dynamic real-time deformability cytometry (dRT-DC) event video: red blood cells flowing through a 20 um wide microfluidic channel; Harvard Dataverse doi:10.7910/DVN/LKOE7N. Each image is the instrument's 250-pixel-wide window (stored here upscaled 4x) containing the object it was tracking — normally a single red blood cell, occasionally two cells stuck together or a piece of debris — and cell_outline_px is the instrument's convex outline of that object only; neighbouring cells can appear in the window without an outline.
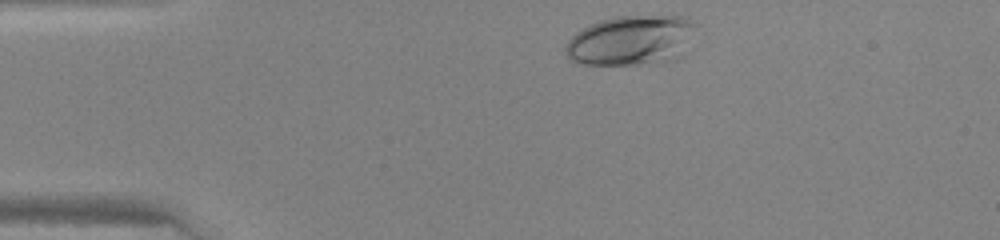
{"species": "human", "species_latin": "Homo sapiens", "temperature_condition": "warm", "stored_images_in_passage": 30, "camera_frame_rate_fps": 3000, "um_per_image_px": 0.085, "donor": {"sex": "female"}, "frame": {"image": 1, "passage_image": 1, "time_ms": 0.0, "image_size_px": [1000, 240], "cell_outline_px": [[696, 24], [684, 56], [676, 60], [652, 64], [580, 64], [572, 60], [568, 56], [564, 48], [568, 40], [576, 32], [600, 20], [616, 16], [688, 16]], "centroid_in_image_um": [53.7, 3.44], "position_along_channel_um": 31.3, "area_um2": 38.21}}
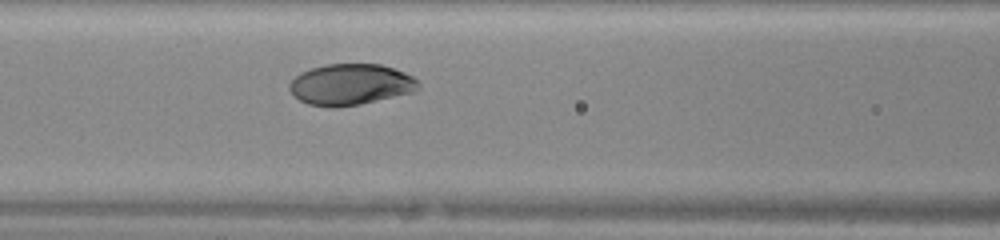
{"frame": {"image": 2, "passage_image": 12, "time_ms": 3.667, "image_size_px": [1000, 240], "cell_outline_px": [[420, 88], [412, 92], [360, 104], [336, 108], [332, 108], [308, 104], [300, 100], [288, 88], [288, 84], [300, 72], [324, 64], [380, 64], [404, 72], [412, 76], [420, 84]], "centroid_in_image_um": [29.78, 7.18], "position_along_channel_um": 136.8, "area_um2": 30.81}}
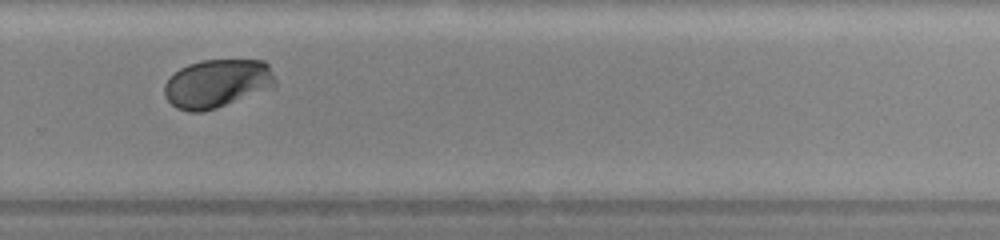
{"frame": {"image": 3, "passage_image": 24, "time_ms": 7.667, "image_size_px": [1000, 240], "cell_outline_px": [[276, 84], [216, 108], [200, 112], [188, 112], [176, 108], [164, 96], [164, 84], [180, 68], [188, 64], [200, 60], [264, 60], [268, 64], [276, 80]], "centroid_in_image_um": [18.4, 7.08], "position_along_channel_um": 311.4, "area_um2": 30.75}}